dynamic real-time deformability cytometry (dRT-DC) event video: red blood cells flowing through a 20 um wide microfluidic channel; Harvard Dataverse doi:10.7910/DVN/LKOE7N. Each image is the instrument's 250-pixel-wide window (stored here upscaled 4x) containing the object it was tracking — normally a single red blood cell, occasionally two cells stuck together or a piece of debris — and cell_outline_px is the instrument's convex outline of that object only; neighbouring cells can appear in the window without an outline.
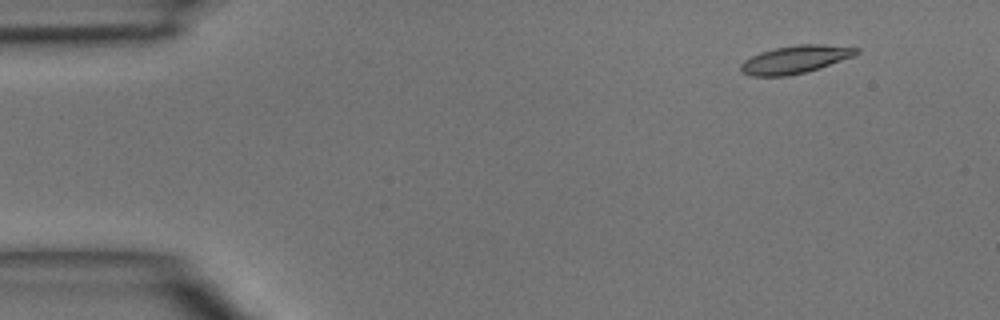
{"species": "common noctule bat (a hibernating species)", "species_latin": "Nyctalus noctula", "temperature_condition": "room temperature", "stored_images_in_passage": 4, "camera_frame_rate_fps": 3000, "um_per_image_px": 0.085, "animal": {"sex": "male", "body_mass_g": 15.6}, "frame": {"image": 1, "passage_image": 2, "time_ms": 1.0, "image_size_px": [1000, 320], "cell_outline_px": [[860, 52], [852, 56], [820, 68], [788, 76], [752, 76], [744, 72], [740, 68], [740, 64], [744, 60], [760, 52], [776, 48], [796, 44], [824, 44], [860, 48]], "centroid_in_image_um": [67.6, 5.04], "position_along_channel_um": 17.4, "area_um2": 18.61}}